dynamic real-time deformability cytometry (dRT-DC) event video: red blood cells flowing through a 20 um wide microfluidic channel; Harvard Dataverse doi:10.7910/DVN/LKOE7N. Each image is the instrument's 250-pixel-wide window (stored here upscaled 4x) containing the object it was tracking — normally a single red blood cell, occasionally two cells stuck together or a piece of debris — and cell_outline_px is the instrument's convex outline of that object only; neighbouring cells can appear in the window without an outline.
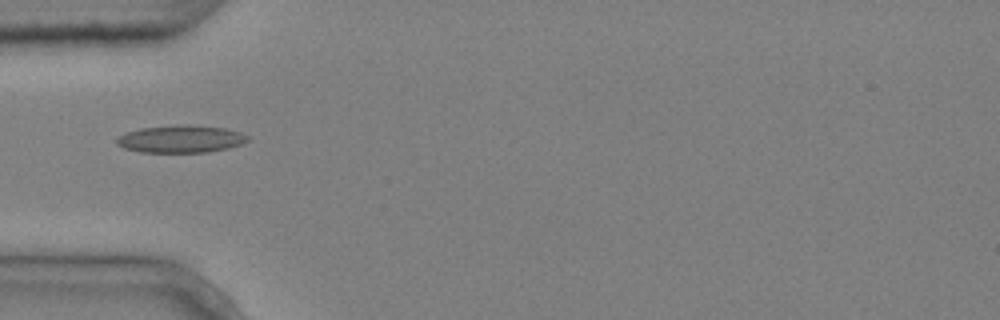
{"species": "common noctule bat (a hibernating species)", "species_latin": "Nyctalus noctula", "temperature_condition": "cold", "stored_images_in_passage": 7, "camera_frame_rate_fps": 3000, "um_per_image_px": 0.085, "animal": {"sex": "male", "body_mass_g": 20.4}, "frame": {"image": 1, "passage_image": 5, "time_ms": 1.333, "image_size_px": [1000, 320], "cell_outline_px": [[252, 140], [228, 148], [208, 152], [140, 152], [124, 148], [116, 144], [116, 140], [120, 136], [128, 132], [140, 128], [180, 124], [224, 128], [240, 132], [248, 136]], "centroid_in_image_um": [15.39, 11.81], "position_along_channel_um": 69.6, "area_um2": 20.87}}